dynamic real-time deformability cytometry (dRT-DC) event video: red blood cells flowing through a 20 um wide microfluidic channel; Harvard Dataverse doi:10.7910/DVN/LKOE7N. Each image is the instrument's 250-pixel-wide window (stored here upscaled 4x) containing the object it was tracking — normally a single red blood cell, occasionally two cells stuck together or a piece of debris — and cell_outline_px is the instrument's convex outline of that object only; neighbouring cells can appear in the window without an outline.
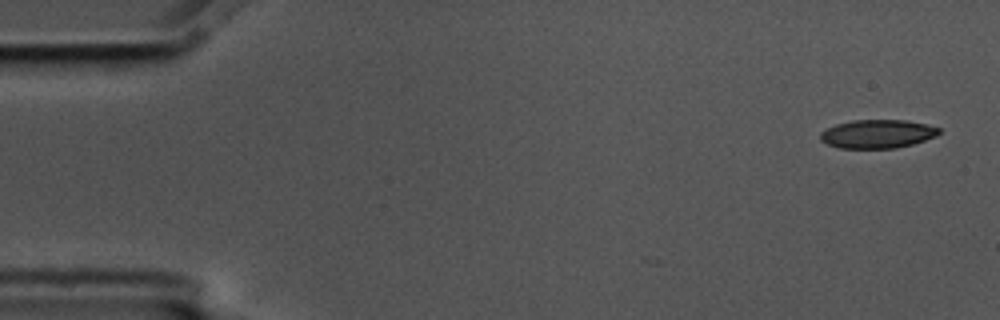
{"species": "common noctule bat (a hibernating species)", "species_latin": "Nyctalus noctula", "temperature_condition": "cold", "stored_images_in_passage": 3, "camera_frame_rate_fps": 3000, "um_per_image_px": 0.085, "animal": {"sex": "male", "body_mass_g": 17.5, "forearm_length_mm": 52.3}, "frame": {"image": 1, "passage_image": 1, "time_ms": 0.0, "image_size_px": [1000, 320], "cell_outline_px": [[940, 132], [936, 136], [912, 144], [896, 148], [840, 148], [828, 144], [820, 140], [820, 132], [836, 124], [852, 120], [904, 120], [924, 124], [940, 128]], "centroid_in_image_um": [74.56, 11.38], "position_along_channel_um": 10.4, "area_um2": 19.59}}